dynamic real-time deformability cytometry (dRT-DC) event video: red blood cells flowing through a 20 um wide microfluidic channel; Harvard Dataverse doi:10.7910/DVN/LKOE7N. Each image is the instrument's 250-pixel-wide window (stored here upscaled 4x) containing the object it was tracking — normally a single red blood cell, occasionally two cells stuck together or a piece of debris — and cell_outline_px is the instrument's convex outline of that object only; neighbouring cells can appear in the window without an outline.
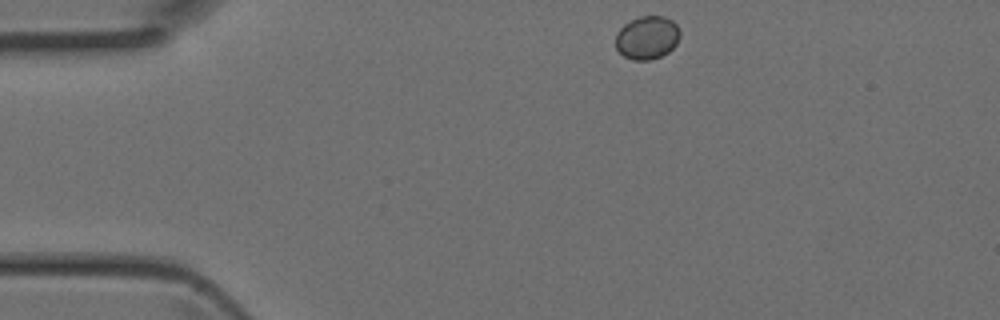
{"species": "Egyptian fruit bat (a non-hibernating species)", "species_latin": "Rousettus aegyptiacus", "temperature_condition": "room temperature", "stored_images_in_passage": 38, "camera_frame_rate_fps": 3000, "um_per_image_px": 0.085, "animal": {"sex": "female"}, "frame": {"image": 1, "passage_image": 1, "time_ms": 0.0, "image_size_px": [1000, 320], "cell_outline_px": [[680, 36], [676, 44], [668, 52], [660, 56], [648, 60], [632, 60], [624, 56], [616, 48], [616, 32], [624, 24], [640, 16], [664, 16], [672, 20], [676, 24], [680, 32]], "centroid_in_image_um": [55.0, 3.19], "position_along_channel_um": 30.0, "area_um2": 16.18}}
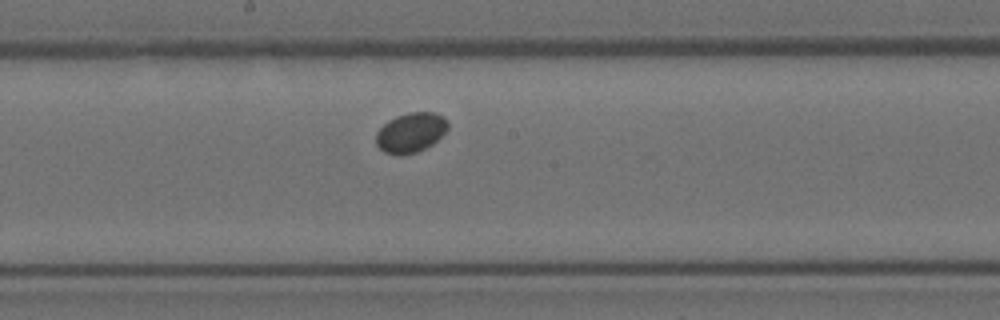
{"frame": {"image": 2, "passage_image": 17, "time_ms": 5.333, "image_size_px": [1000, 320], "cell_outline_px": [[448, 128], [432, 144], [416, 152], [400, 156], [396, 156], [384, 152], [376, 144], [376, 132], [388, 120], [396, 116], [408, 112], [436, 112], [444, 116], [448, 120]], "centroid_in_image_um": [34.91, 11.26], "position_along_channel_um": 213.3, "area_um2": 16.76}}
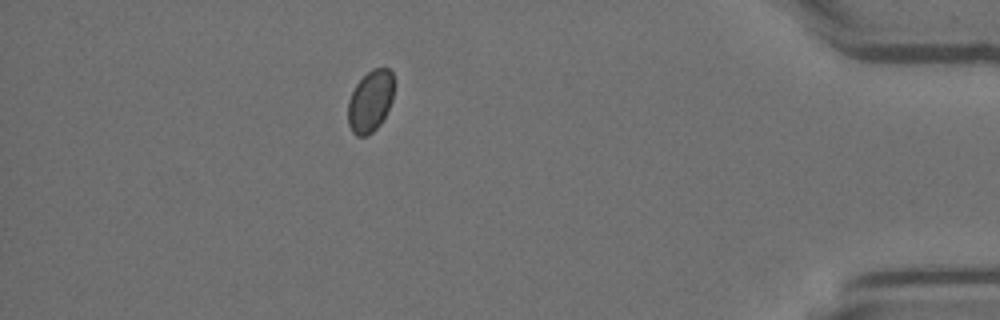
{"frame": {"image": 3, "passage_image": 33, "time_ms": 10.667, "image_size_px": [1000, 320], "cell_outline_px": [[392, 100], [380, 124], [368, 136], [356, 136], [352, 132], [348, 124], [348, 100], [356, 84], [372, 68], [388, 68], [392, 72]], "centroid_in_image_um": [31.45, 8.62], "position_along_channel_um": 403.8, "area_um2": 16.36}}